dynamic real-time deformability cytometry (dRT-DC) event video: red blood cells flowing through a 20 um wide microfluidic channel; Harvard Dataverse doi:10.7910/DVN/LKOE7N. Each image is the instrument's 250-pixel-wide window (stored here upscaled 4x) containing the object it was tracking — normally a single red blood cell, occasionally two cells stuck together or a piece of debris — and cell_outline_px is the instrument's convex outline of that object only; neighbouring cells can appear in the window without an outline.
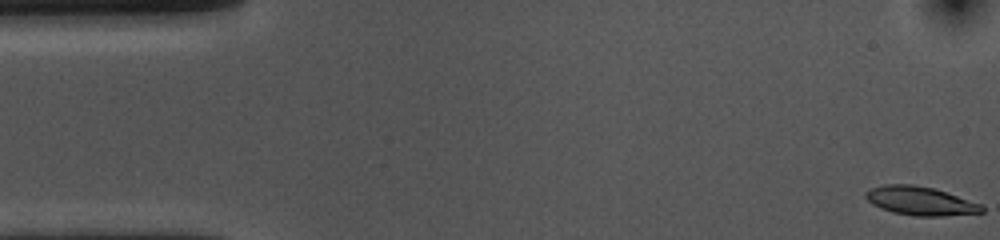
{"species": "common noctule bat (a hibernating species)", "species_latin": "Nyctalus noctula", "temperature_condition": "cold", "stored_images_in_passage": 16, "camera_frame_rate_fps": 3000, "um_per_image_px": 0.085, "animal": {"sex": "female", "body_mass_g": 10.0, "forearm_length_mm": 53.1}, "frame": {"image": 1, "passage_image": 1, "time_ms": 0.0, "image_size_px": [1000, 240], "cell_outline_px": [[984, 212], [944, 216], [916, 216], [892, 212], [880, 208], [872, 204], [864, 196], [864, 192], [872, 188], [884, 184], [912, 184], [936, 188], [984, 204]], "centroid_in_image_um": [78.26, 17.07], "position_along_channel_um": 6.7, "area_um2": 19.77}}